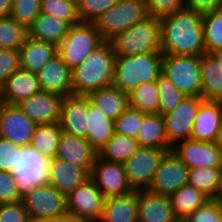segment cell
Wrapping results in <instances>:
<instances>
[{"label":"cell","instance_id":"obj_1","mask_svg":"<svg viewBox=\"0 0 222 222\" xmlns=\"http://www.w3.org/2000/svg\"><path fill=\"white\" fill-rule=\"evenodd\" d=\"M164 55L202 56L206 54L202 14L181 9L160 18Z\"/></svg>","mask_w":222,"mask_h":222},{"label":"cell","instance_id":"obj_2","mask_svg":"<svg viewBox=\"0 0 222 222\" xmlns=\"http://www.w3.org/2000/svg\"><path fill=\"white\" fill-rule=\"evenodd\" d=\"M115 54L109 41H104L85 60L71 70L72 95H84L112 86Z\"/></svg>","mask_w":222,"mask_h":222},{"label":"cell","instance_id":"obj_3","mask_svg":"<svg viewBox=\"0 0 222 222\" xmlns=\"http://www.w3.org/2000/svg\"><path fill=\"white\" fill-rule=\"evenodd\" d=\"M163 52L115 56L112 86L129 93L141 83L156 81L162 75Z\"/></svg>","mask_w":222,"mask_h":222},{"label":"cell","instance_id":"obj_4","mask_svg":"<svg viewBox=\"0 0 222 222\" xmlns=\"http://www.w3.org/2000/svg\"><path fill=\"white\" fill-rule=\"evenodd\" d=\"M109 43L115 56H134L162 51L159 18L148 16L127 30L118 33Z\"/></svg>","mask_w":222,"mask_h":222},{"label":"cell","instance_id":"obj_5","mask_svg":"<svg viewBox=\"0 0 222 222\" xmlns=\"http://www.w3.org/2000/svg\"><path fill=\"white\" fill-rule=\"evenodd\" d=\"M30 220L68 221L66 196L45 183L22 192Z\"/></svg>","mask_w":222,"mask_h":222},{"label":"cell","instance_id":"obj_6","mask_svg":"<svg viewBox=\"0 0 222 222\" xmlns=\"http://www.w3.org/2000/svg\"><path fill=\"white\" fill-rule=\"evenodd\" d=\"M149 16L144 0H118L93 23L104 41H110L118 33L129 29Z\"/></svg>","mask_w":222,"mask_h":222},{"label":"cell","instance_id":"obj_7","mask_svg":"<svg viewBox=\"0 0 222 222\" xmlns=\"http://www.w3.org/2000/svg\"><path fill=\"white\" fill-rule=\"evenodd\" d=\"M103 42L93 22H80L69 27L64 40L57 46V53L72 70Z\"/></svg>","mask_w":222,"mask_h":222},{"label":"cell","instance_id":"obj_8","mask_svg":"<svg viewBox=\"0 0 222 222\" xmlns=\"http://www.w3.org/2000/svg\"><path fill=\"white\" fill-rule=\"evenodd\" d=\"M162 75L187 97H202L199 56L164 55Z\"/></svg>","mask_w":222,"mask_h":222},{"label":"cell","instance_id":"obj_9","mask_svg":"<svg viewBox=\"0 0 222 222\" xmlns=\"http://www.w3.org/2000/svg\"><path fill=\"white\" fill-rule=\"evenodd\" d=\"M104 196L89 178L66 196L69 222H98L104 204Z\"/></svg>","mask_w":222,"mask_h":222},{"label":"cell","instance_id":"obj_10","mask_svg":"<svg viewBox=\"0 0 222 222\" xmlns=\"http://www.w3.org/2000/svg\"><path fill=\"white\" fill-rule=\"evenodd\" d=\"M172 149L140 147L124 163L129 185L133 190L148 189L165 154Z\"/></svg>","mask_w":222,"mask_h":222},{"label":"cell","instance_id":"obj_11","mask_svg":"<svg viewBox=\"0 0 222 222\" xmlns=\"http://www.w3.org/2000/svg\"><path fill=\"white\" fill-rule=\"evenodd\" d=\"M202 97H187L168 113L162 115L168 144L173 148L177 143L191 139L195 121Z\"/></svg>","mask_w":222,"mask_h":222},{"label":"cell","instance_id":"obj_12","mask_svg":"<svg viewBox=\"0 0 222 222\" xmlns=\"http://www.w3.org/2000/svg\"><path fill=\"white\" fill-rule=\"evenodd\" d=\"M90 178L105 199L134 191L129 185L123 163L107 161L98 156Z\"/></svg>","mask_w":222,"mask_h":222},{"label":"cell","instance_id":"obj_13","mask_svg":"<svg viewBox=\"0 0 222 222\" xmlns=\"http://www.w3.org/2000/svg\"><path fill=\"white\" fill-rule=\"evenodd\" d=\"M36 126L17 105L0 102V137L29 147Z\"/></svg>","mask_w":222,"mask_h":222},{"label":"cell","instance_id":"obj_14","mask_svg":"<svg viewBox=\"0 0 222 222\" xmlns=\"http://www.w3.org/2000/svg\"><path fill=\"white\" fill-rule=\"evenodd\" d=\"M189 168L169 151L162 158L148 190L161 195H170L187 184Z\"/></svg>","mask_w":222,"mask_h":222},{"label":"cell","instance_id":"obj_15","mask_svg":"<svg viewBox=\"0 0 222 222\" xmlns=\"http://www.w3.org/2000/svg\"><path fill=\"white\" fill-rule=\"evenodd\" d=\"M48 159L30 147H23L17 154V163L12 171L19 189L23 192L47 181Z\"/></svg>","mask_w":222,"mask_h":222},{"label":"cell","instance_id":"obj_16","mask_svg":"<svg viewBox=\"0 0 222 222\" xmlns=\"http://www.w3.org/2000/svg\"><path fill=\"white\" fill-rule=\"evenodd\" d=\"M172 151L189 169L222 166V150L215 142L186 139L177 143Z\"/></svg>","mask_w":222,"mask_h":222},{"label":"cell","instance_id":"obj_17","mask_svg":"<svg viewBox=\"0 0 222 222\" xmlns=\"http://www.w3.org/2000/svg\"><path fill=\"white\" fill-rule=\"evenodd\" d=\"M63 97L52 92L40 91L17 106L37 126L59 123Z\"/></svg>","mask_w":222,"mask_h":222},{"label":"cell","instance_id":"obj_18","mask_svg":"<svg viewBox=\"0 0 222 222\" xmlns=\"http://www.w3.org/2000/svg\"><path fill=\"white\" fill-rule=\"evenodd\" d=\"M92 168L75 166L58 157L48 159L47 181L65 196L90 178Z\"/></svg>","mask_w":222,"mask_h":222},{"label":"cell","instance_id":"obj_19","mask_svg":"<svg viewBox=\"0 0 222 222\" xmlns=\"http://www.w3.org/2000/svg\"><path fill=\"white\" fill-rule=\"evenodd\" d=\"M87 115V96L68 95L63 97L59 118V125L62 132L86 138Z\"/></svg>","mask_w":222,"mask_h":222},{"label":"cell","instance_id":"obj_20","mask_svg":"<svg viewBox=\"0 0 222 222\" xmlns=\"http://www.w3.org/2000/svg\"><path fill=\"white\" fill-rule=\"evenodd\" d=\"M138 222H175L168 195L154 193L148 189L137 190Z\"/></svg>","mask_w":222,"mask_h":222},{"label":"cell","instance_id":"obj_21","mask_svg":"<svg viewBox=\"0 0 222 222\" xmlns=\"http://www.w3.org/2000/svg\"><path fill=\"white\" fill-rule=\"evenodd\" d=\"M40 91L36 73L19 68L0 87V102L17 105Z\"/></svg>","mask_w":222,"mask_h":222},{"label":"cell","instance_id":"obj_22","mask_svg":"<svg viewBox=\"0 0 222 222\" xmlns=\"http://www.w3.org/2000/svg\"><path fill=\"white\" fill-rule=\"evenodd\" d=\"M41 91L56 93L62 97L72 95L71 69L57 54L37 73Z\"/></svg>","mask_w":222,"mask_h":222},{"label":"cell","instance_id":"obj_23","mask_svg":"<svg viewBox=\"0 0 222 222\" xmlns=\"http://www.w3.org/2000/svg\"><path fill=\"white\" fill-rule=\"evenodd\" d=\"M56 157L75 166L92 168L98 157V152L86 138L62 132Z\"/></svg>","mask_w":222,"mask_h":222},{"label":"cell","instance_id":"obj_24","mask_svg":"<svg viewBox=\"0 0 222 222\" xmlns=\"http://www.w3.org/2000/svg\"><path fill=\"white\" fill-rule=\"evenodd\" d=\"M222 119V102L203 100L193 123L191 139L214 142Z\"/></svg>","mask_w":222,"mask_h":222},{"label":"cell","instance_id":"obj_25","mask_svg":"<svg viewBox=\"0 0 222 222\" xmlns=\"http://www.w3.org/2000/svg\"><path fill=\"white\" fill-rule=\"evenodd\" d=\"M98 222H138L137 191L106 198Z\"/></svg>","mask_w":222,"mask_h":222},{"label":"cell","instance_id":"obj_26","mask_svg":"<svg viewBox=\"0 0 222 222\" xmlns=\"http://www.w3.org/2000/svg\"><path fill=\"white\" fill-rule=\"evenodd\" d=\"M19 54L20 68L37 73L58 53L56 45L27 36L24 44L19 49Z\"/></svg>","mask_w":222,"mask_h":222},{"label":"cell","instance_id":"obj_27","mask_svg":"<svg viewBox=\"0 0 222 222\" xmlns=\"http://www.w3.org/2000/svg\"><path fill=\"white\" fill-rule=\"evenodd\" d=\"M86 125V139L97 152L115 133L114 120L107 117L89 98Z\"/></svg>","mask_w":222,"mask_h":222},{"label":"cell","instance_id":"obj_28","mask_svg":"<svg viewBox=\"0 0 222 222\" xmlns=\"http://www.w3.org/2000/svg\"><path fill=\"white\" fill-rule=\"evenodd\" d=\"M136 137L140 147L172 149L168 144L163 116L159 113H145Z\"/></svg>","mask_w":222,"mask_h":222},{"label":"cell","instance_id":"obj_29","mask_svg":"<svg viewBox=\"0 0 222 222\" xmlns=\"http://www.w3.org/2000/svg\"><path fill=\"white\" fill-rule=\"evenodd\" d=\"M69 27L66 22L58 18L40 13L27 31L30 38L58 46L67 35Z\"/></svg>","mask_w":222,"mask_h":222},{"label":"cell","instance_id":"obj_30","mask_svg":"<svg viewBox=\"0 0 222 222\" xmlns=\"http://www.w3.org/2000/svg\"><path fill=\"white\" fill-rule=\"evenodd\" d=\"M202 98L222 102V66L211 54L200 56Z\"/></svg>","mask_w":222,"mask_h":222},{"label":"cell","instance_id":"obj_31","mask_svg":"<svg viewBox=\"0 0 222 222\" xmlns=\"http://www.w3.org/2000/svg\"><path fill=\"white\" fill-rule=\"evenodd\" d=\"M87 97L114 121L129 107L128 93L113 86L93 91Z\"/></svg>","mask_w":222,"mask_h":222},{"label":"cell","instance_id":"obj_32","mask_svg":"<svg viewBox=\"0 0 222 222\" xmlns=\"http://www.w3.org/2000/svg\"><path fill=\"white\" fill-rule=\"evenodd\" d=\"M174 215L177 219H186L198 208L204 206L211 200L203 192L186 184L169 195Z\"/></svg>","mask_w":222,"mask_h":222},{"label":"cell","instance_id":"obj_33","mask_svg":"<svg viewBox=\"0 0 222 222\" xmlns=\"http://www.w3.org/2000/svg\"><path fill=\"white\" fill-rule=\"evenodd\" d=\"M61 134L59 123L36 126L29 147L47 159L55 158Z\"/></svg>","mask_w":222,"mask_h":222},{"label":"cell","instance_id":"obj_34","mask_svg":"<svg viewBox=\"0 0 222 222\" xmlns=\"http://www.w3.org/2000/svg\"><path fill=\"white\" fill-rule=\"evenodd\" d=\"M140 148L136 139L114 133L99 150L98 156L111 162L124 163Z\"/></svg>","mask_w":222,"mask_h":222},{"label":"cell","instance_id":"obj_35","mask_svg":"<svg viewBox=\"0 0 222 222\" xmlns=\"http://www.w3.org/2000/svg\"><path fill=\"white\" fill-rule=\"evenodd\" d=\"M129 107L144 113H159V91L157 80L141 83L128 93Z\"/></svg>","mask_w":222,"mask_h":222},{"label":"cell","instance_id":"obj_36","mask_svg":"<svg viewBox=\"0 0 222 222\" xmlns=\"http://www.w3.org/2000/svg\"><path fill=\"white\" fill-rule=\"evenodd\" d=\"M221 168L222 166L190 168L187 184L213 199L218 186Z\"/></svg>","mask_w":222,"mask_h":222},{"label":"cell","instance_id":"obj_37","mask_svg":"<svg viewBox=\"0 0 222 222\" xmlns=\"http://www.w3.org/2000/svg\"><path fill=\"white\" fill-rule=\"evenodd\" d=\"M204 43L207 54L222 49V8L202 14Z\"/></svg>","mask_w":222,"mask_h":222},{"label":"cell","instance_id":"obj_38","mask_svg":"<svg viewBox=\"0 0 222 222\" xmlns=\"http://www.w3.org/2000/svg\"><path fill=\"white\" fill-rule=\"evenodd\" d=\"M28 36L24 25L8 17L0 18V49L19 50Z\"/></svg>","mask_w":222,"mask_h":222},{"label":"cell","instance_id":"obj_39","mask_svg":"<svg viewBox=\"0 0 222 222\" xmlns=\"http://www.w3.org/2000/svg\"><path fill=\"white\" fill-rule=\"evenodd\" d=\"M41 13L66 22L70 27L80 23L77 5L70 0H41Z\"/></svg>","mask_w":222,"mask_h":222},{"label":"cell","instance_id":"obj_40","mask_svg":"<svg viewBox=\"0 0 222 222\" xmlns=\"http://www.w3.org/2000/svg\"><path fill=\"white\" fill-rule=\"evenodd\" d=\"M41 0H13L9 17L28 28L40 15Z\"/></svg>","mask_w":222,"mask_h":222},{"label":"cell","instance_id":"obj_41","mask_svg":"<svg viewBox=\"0 0 222 222\" xmlns=\"http://www.w3.org/2000/svg\"><path fill=\"white\" fill-rule=\"evenodd\" d=\"M159 91V114L164 115L172 111L185 97L170 80L161 75L157 80Z\"/></svg>","mask_w":222,"mask_h":222},{"label":"cell","instance_id":"obj_42","mask_svg":"<svg viewBox=\"0 0 222 222\" xmlns=\"http://www.w3.org/2000/svg\"><path fill=\"white\" fill-rule=\"evenodd\" d=\"M144 112L128 107L114 121L115 132L136 139Z\"/></svg>","mask_w":222,"mask_h":222},{"label":"cell","instance_id":"obj_43","mask_svg":"<svg viewBox=\"0 0 222 222\" xmlns=\"http://www.w3.org/2000/svg\"><path fill=\"white\" fill-rule=\"evenodd\" d=\"M117 2L118 0H81L77 4L79 19L81 22H93Z\"/></svg>","mask_w":222,"mask_h":222},{"label":"cell","instance_id":"obj_44","mask_svg":"<svg viewBox=\"0 0 222 222\" xmlns=\"http://www.w3.org/2000/svg\"><path fill=\"white\" fill-rule=\"evenodd\" d=\"M22 200L16 178L10 172H0V204L14 203Z\"/></svg>","mask_w":222,"mask_h":222},{"label":"cell","instance_id":"obj_45","mask_svg":"<svg viewBox=\"0 0 222 222\" xmlns=\"http://www.w3.org/2000/svg\"><path fill=\"white\" fill-rule=\"evenodd\" d=\"M184 220L186 222H222V204L211 199Z\"/></svg>","mask_w":222,"mask_h":222},{"label":"cell","instance_id":"obj_46","mask_svg":"<svg viewBox=\"0 0 222 222\" xmlns=\"http://www.w3.org/2000/svg\"><path fill=\"white\" fill-rule=\"evenodd\" d=\"M150 16L162 18L185 8V0H144Z\"/></svg>","mask_w":222,"mask_h":222},{"label":"cell","instance_id":"obj_47","mask_svg":"<svg viewBox=\"0 0 222 222\" xmlns=\"http://www.w3.org/2000/svg\"><path fill=\"white\" fill-rule=\"evenodd\" d=\"M20 68L19 50L0 49V87Z\"/></svg>","mask_w":222,"mask_h":222},{"label":"cell","instance_id":"obj_48","mask_svg":"<svg viewBox=\"0 0 222 222\" xmlns=\"http://www.w3.org/2000/svg\"><path fill=\"white\" fill-rule=\"evenodd\" d=\"M22 148L0 137V172L12 173L17 163V154H20Z\"/></svg>","mask_w":222,"mask_h":222},{"label":"cell","instance_id":"obj_49","mask_svg":"<svg viewBox=\"0 0 222 222\" xmlns=\"http://www.w3.org/2000/svg\"><path fill=\"white\" fill-rule=\"evenodd\" d=\"M30 217L22 200L0 204V222H29Z\"/></svg>","mask_w":222,"mask_h":222},{"label":"cell","instance_id":"obj_50","mask_svg":"<svg viewBox=\"0 0 222 222\" xmlns=\"http://www.w3.org/2000/svg\"><path fill=\"white\" fill-rule=\"evenodd\" d=\"M185 8L204 14L222 8V0H185Z\"/></svg>","mask_w":222,"mask_h":222},{"label":"cell","instance_id":"obj_51","mask_svg":"<svg viewBox=\"0 0 222 222\" xmlns=\"http://www.w3.org/2000/svg\"><path fill=\"white\" fill-rule=\"evenodd\" d=\"M13 0H0V18L8 17Z\"/></svg>","mask_w":222,"mask_h":222},{"label":"cell","instance_id":"obj_52","mask_svg":"<svg viewBox=\"0 0 222 222\" xmlns=\"http://www.w3.org/2000/svg\"><path fill=\"white\" fill-rule=\"evenodd\" d=\"M212 200L217 201L222 204V168L220 171L219 181H218V186L215 192V196Z\"/></svg>","mask_w":222,"mask_h":222},{"label":"cell","instance_id":"obj_53","mask_svg":"<svg viewBox=\"0 0 222 222\" xmlns=\"http://www.w3.org/2000/svg\"><path fill=\"white\" fill-rule=\"evenodd\" d=\"M219 147L220 149L222 150V119H221V122H220V126L218 128V131H217V136H216V139L214 141Z\"/></svg>","mask_w":222,"mask_h":222},{"label":"cell","instance_id":"obj_54","mask_svg":"<svg viewBox=\"0 0 222 222\" xmlns=\"http://www.w3.org/2000/svg\"><path fill=\"white\" fill-rule=\"evenodd\" d=\"M218 62L219 65L222 66V49L211 54Z\"/></svg>","mask_w":222,"mask_h":222},{"label":"cell","instance_id":"obj_55","mask_svg":"<svg viewBox=\"0 0 222 222\" xmlns=\"http://www.w3.org/2000/svg\"><path fill=\"white\" fill-rule=\"evenodd\" d=\"M29 222H69V221L30 220Z\"/></svg>","mask_w":222,"mask_h":222},{"label":"cell","instance_id":"obj_56","mask_svg":"<svg viewBox=\"0 0 222 222\" xmlns=\"http://www.w3.org/2000/svg\"><path fill=\"white\" fill-rule=\"evenodd\" d=\"M70 1L74 2L77 5L81 0H70Z\"/></svg>","mask_w":222,"mask_h":222},{"label":"cell","instance_id":"obj_57","mask_svg":"<svg viewBox=\"0 0 222 222\" xmlns=\"http://www.w3.org/2000/svg\"><path fill=\"white\" fill-rule=\"evenodd\" d=\"M175 222H186V221L182 219H177Z\"/></svg>","mask_w":222,"mask_h":222}]
</instances>
